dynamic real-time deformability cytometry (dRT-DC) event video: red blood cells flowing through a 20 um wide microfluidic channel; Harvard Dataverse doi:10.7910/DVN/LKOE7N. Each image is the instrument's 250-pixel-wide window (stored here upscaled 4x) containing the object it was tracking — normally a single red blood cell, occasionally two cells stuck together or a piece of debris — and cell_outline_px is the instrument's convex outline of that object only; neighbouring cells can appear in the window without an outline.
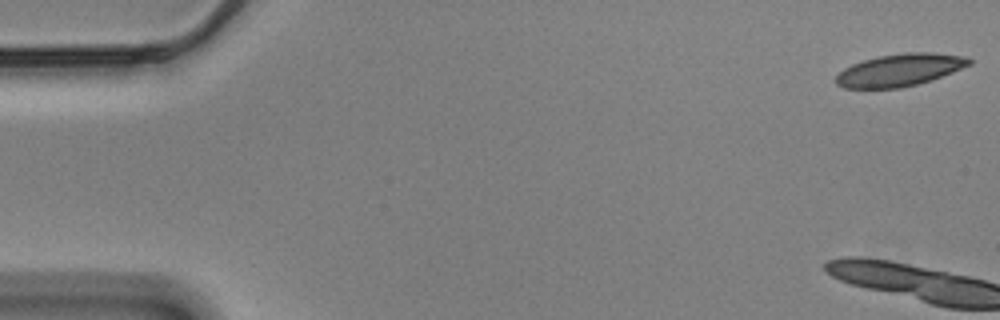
{"species": "Egyptian fruit bat (a non-hibernating species)", "species_latin": "Rousettus aegyptiacus", "temperature_condition": "cold", "stored_images_in_passage": 2, "camera_frame_rate_fps": 3000, "um_per_image_px": 0.085, "animal": {"sex": "male"}, "frame": {"image": 1, "passage_image": 1, "time_ms": 0.0, "image_size_px": [1000, 320], "cell_outline_px": [[972, 64], [932, 80], [900, 88], [844, 88], [836, 84], [836, 76], [844, 68], [852, 64], [864, 60], [880, 56], [904, 52], [928, 52], [964, 56], [972, 60]], "centroid_in_image_um": [76.48, 5.95], "position_along_channel_um": 8.5, "area_um2": 24.97}}